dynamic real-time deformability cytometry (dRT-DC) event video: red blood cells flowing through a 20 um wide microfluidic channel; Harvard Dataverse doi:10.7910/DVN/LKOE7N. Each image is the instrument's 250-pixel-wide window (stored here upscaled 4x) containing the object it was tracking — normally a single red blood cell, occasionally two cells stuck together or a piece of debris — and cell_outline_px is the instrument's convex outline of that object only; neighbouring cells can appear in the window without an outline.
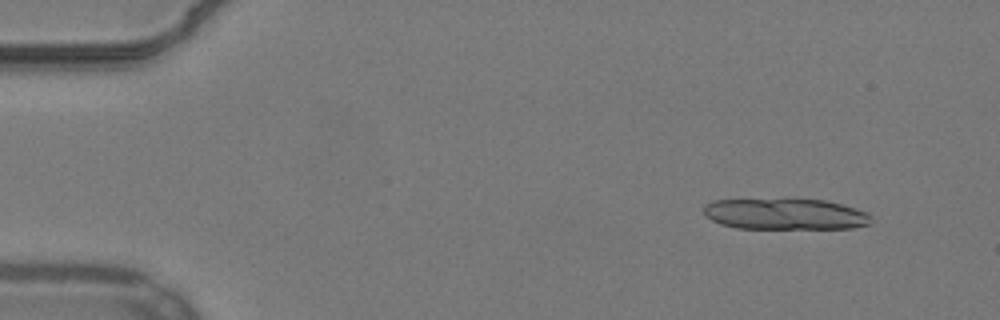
{"species": "common noctule bat (a hibernating species)", "species_latin": "Nyctalus noctula", "temperature_condition": "warm", "stored_images_in_passage": 15, "camera_frame_rate_fps": 3000, "um_per_image_px": 0.085, "animal": {"sex": "male", "body_mass_g": 19.2, "forearm_length_mm": 51.8}, "frame": {"image": 1, "passage_image": 5, "time_ms": 1.333, "image_size_px": [1000, 320], "cell_outline_px": [[872, 224], [852, 228], [736, 228], [720, 224], [704, 216], [704, 204], [712, 200], [824, 200], [840, 204], [868, 212], [872, 216]], "centroid_in_image_um": [66.75, 18.21], "position_along_channel_um": 18.2, "area_um2": 30.17}}